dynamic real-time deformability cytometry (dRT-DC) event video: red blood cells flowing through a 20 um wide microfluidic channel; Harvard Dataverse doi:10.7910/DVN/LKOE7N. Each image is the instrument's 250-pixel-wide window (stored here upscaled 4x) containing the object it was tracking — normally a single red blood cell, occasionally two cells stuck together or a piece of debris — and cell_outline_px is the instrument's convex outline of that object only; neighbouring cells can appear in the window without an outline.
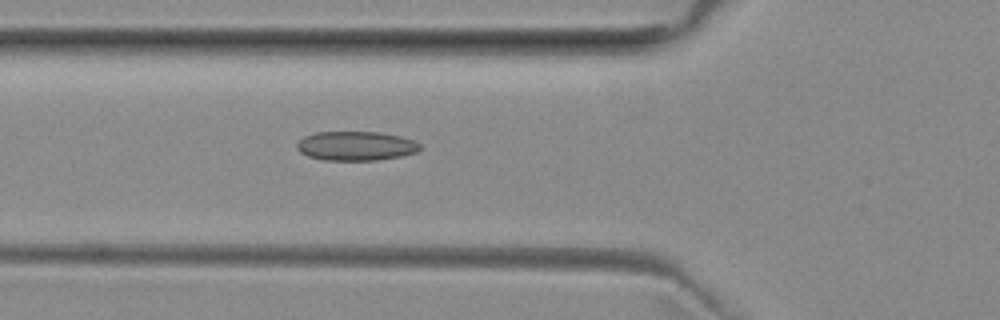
{"species": "common noctule bat (a hibernating species)", "species_latin": "Nyctalus noctula", "temperature_condition": "room temperature", "stored_images_in_passage": 37, "camera_frame_rate_fps": 3000, "um_per_image_px": 0.085, "animal": {"sex": "female", "body_mass_g": 29.2, "forearm_length_mm": 56.3}, "frame": {"image": 1, "passage_image": 4, "time_ms": 1.0, "image_size_px": [1000, 320], "cell_outline_px": [[420, 148], [416, 152], [400, 156], [376, 160], [324, 160], [308, 156], [300, 152], [296, 148], [296, 144], [304, 136], [316, 132], [380, 132], [400, 136], [412, 140], [420, 144]], "centroid_in_image_um": [30.22, 12.4], "position_along_channel_um": 95.6, "area_um2": 20.87}}
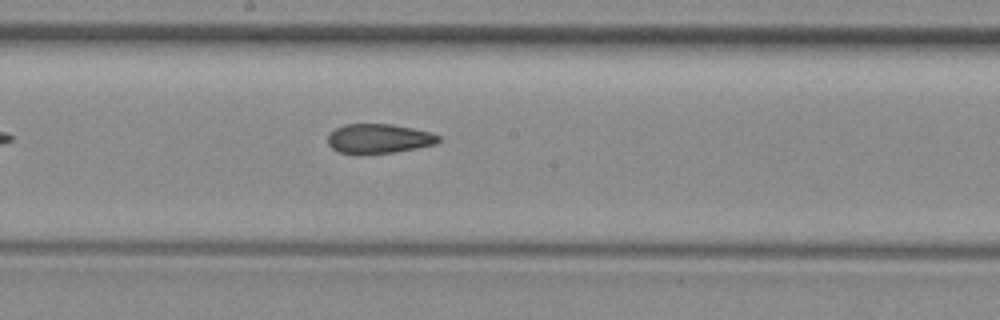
{"frame": {"image": 2, "passage_image": 13, "time_ms": 4.0, "image_size_px": [1000, 320], "cell_outline_px": [[440, 140], [436, 144], [416, 148], [392, 152], [360, 156], [356, 156], [340, 152], [332, 148], [328, 144], [328, 136], [336, 128], [344, 124], [392, 124], [432, 132], [440, 136]], "centroid_in_image_um": [32.18, 11.8], "position_along_channel_um": 216.0, "area_um2": 19.36}}
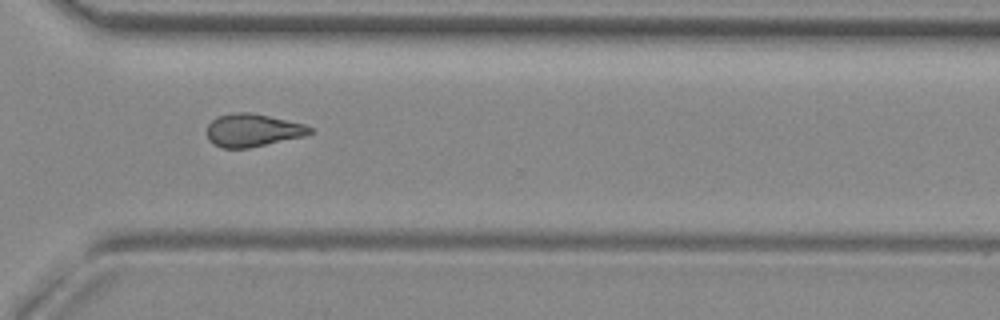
{"frame": {"image": 3, "passage_image": 23, "time_ms": 7.333, "image_size_px": [1000, 320], "cell_outline_px": [[312, 132], [304, 136], [248, 148], [220, 148], [212, 144], [208, 140], [208, 124], [212, 120], [220, 116], [232, 112], [252, 112], [304, 124], [312, 128]], "centroid_in_image_um": [21.45, 11.07], "position_along_channel_um": 349.1, "area_um2": 19.65}, "authors_computed_cell_mechanics": {"area_um2": 19.652, "velocity_mm_per_s": 3.9951, "shape_relaxation_time_tau1_ms": 11.1764, "shape_relaxation_time_tau2_ms": 3.3366, "deformation_change_tau1": 0.173, "deformation_change_tau2": 0.0857}}